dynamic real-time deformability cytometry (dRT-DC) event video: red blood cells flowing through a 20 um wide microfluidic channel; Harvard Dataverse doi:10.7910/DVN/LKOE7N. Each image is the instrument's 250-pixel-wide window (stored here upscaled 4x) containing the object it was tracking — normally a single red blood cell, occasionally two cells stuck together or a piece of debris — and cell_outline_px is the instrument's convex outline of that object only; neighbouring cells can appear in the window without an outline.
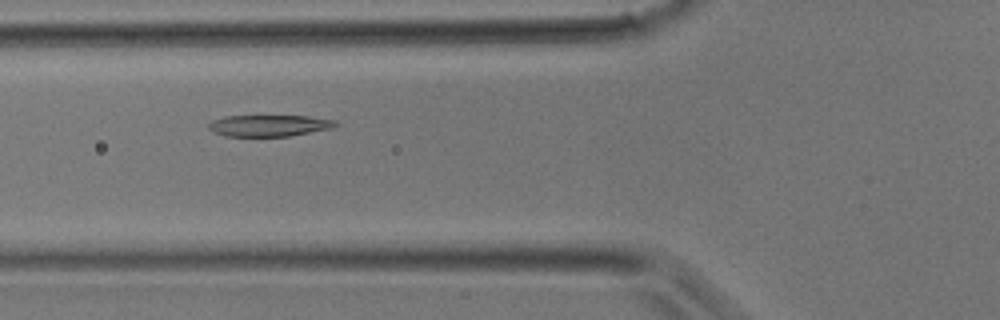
{"species": "common noctule bat (a hibernating species)", "species_latin": "Nyctalus noctula", "temperature_condition": "room temperature", "stored_images_in_passage": 29, "camera_frame_rate_fps": 3000, "um_per_image_px": 0.085, "animal": {"sex": "male", "body_mass_g": 17.9}, "frame": {"image": 1, "passage_image": 6, "time_ms": 1.667, "image_size_px": [1000, 320], "cell_outline_px": [[340, 124], [336, 128], [288, 136], [224, 136], [212, 132], [208, 128], [208, 124], [212, 120], [224, 116], [308, 116], [336, 120]], "centroid_in_image_um": [22.91, 10.67], "position_along_channel_um": 102.9, "area_um2": 16.13}}
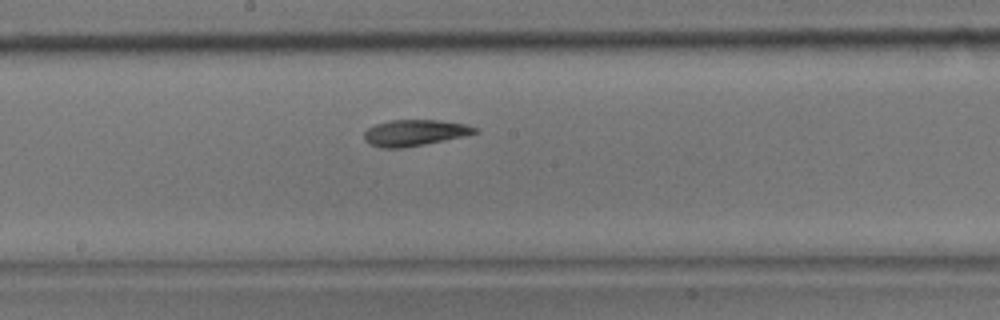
{"frame": {"image": 2, "passage_image": 12, "time_ms": 3.667, "image_size_px": [1000, 320], "cell_outline_px": [[480, 132], [464, 136], [404, 148], [380, 148], [368, 144], [364, 140], [364, 132], [368, 128], [376, 124], [392, 120], [436, 120], [464, 124], [480, 128]], "centroid_in_image_um": [35.24, 11.29], "position_along_channel_um": 213.0, "area_um2": 16.94}}
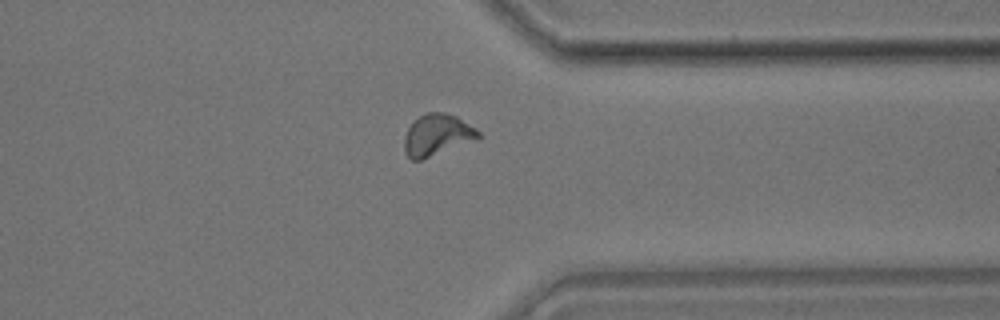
{"frame": {"image": 3, "passage_image": 21, "time_ms": 6.667, "image_size_px": [1000, 320], "cell_outline_px": [[480, 140], [420, 160], [412, 160], [404, 152], [404, 136], [408, 128], [420, 116], [428, 112], [444, 112], [456, 116], [476, 128], [480, 132]], "centroid_in_image_um": [37.2, 11.49], "position_along_channel_um": 374.2, "area_um2": 18.09}}